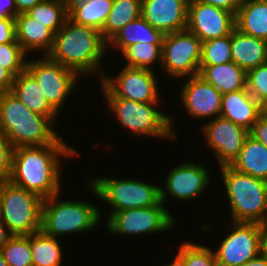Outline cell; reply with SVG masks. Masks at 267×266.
Listing matches in <instances>:
<instances>
[{"mask_svg":"<svg viewBox=\"0 0 267 266\" xmlns=\"http://www.w3.org/2000/svg\"><path fill=\"white\" fill-rule=\"evenodd\" d=\"M68 145L60 136L53 144L14 148L8 181L43 199L58 194L63 186L60 182L63 172L61 160L63 157L72 159L79 154Z\"/></svg>","mask_w":267,"mask_h":266,"instance_id":"1","label":"cell"},{"mask_svg":"<svg viewBox=\"0 0 267 266\" xmlns=\"http://www.w3.org/2000/svg\"><path fill=\"white\" fill-rule=\"evenodd\" d=\"M107 49V42L100 31L74 23L68 18L55 34L52 48L46 56L74 70L80 77L96 72L99 75L96 77L101 81L105 71L100 66Z\"/></svg>","mask_w":267,"mask_h":266,"instance_id":"2","label":"cell"},{"mask_svg":"<svg viewBox=\"0 0 267 266\" xmlns=\"http://www.w3.org/2000/svg\"><path fill=\"white\" fill-rule=\"evenodd\" d=\"M48 117L28 109L10 91L0 93V131L14 148L53 144L61 135Z\"/></svg>","mask_w":267,"mask_h":266,"instance_id":"3","label":"cell"},{"mask_svg":"<svg viewBox=\"0 0 267 266\" xmlns=\"http://www.w3.org/2000/svg\"><path fill=\"white\" fill-rule=\"evenodd\" d=\"M231 210L230 221L255 222L267 220L266 181L238 172L230 165L219 166Z\"/></svg>","mask_w":267,"mask_h":266,"instance_id":"4","label":"cell"},{"mask_svg":"<svg viewBox=\"0 0 267 266\" xmlns=\"http://www.w3.org/2000/svg\"><path fill=\"white\" fill-rule=\"evenodd\" d=\"M60 193L43 201L41 231L44 234L59 238L95 230L100 225L103 216L97 205L88 200H60Z\"/></svg>","mask_w":267,"mask_h":266,"instance_id":"5","label":"cell"},{"mask_svg":"<svg viewBox=\"0 0 267 266\" xmlns=\"http://www.w3.org/2000/svg\"><path fill=\"white\" fill-rule=\"evenodd\" d=\"M105 98L108 108L117 120L120 127L126 128L131 136H143L152 138H164L176 141L178 134L173 130L172 116L158 110L161 102L139 103L120 97ZM175 132V133H174Z\"/></svg>","mask_w":267,"mask_h":266,"instance_id":"6","label":"cell"},{"mask_svg":"<svg viewBox=\"0 0 267 266\" xmlns=\"http://www.w3.org/2000/svg\"><path fill=\"white\" fill-rule=\"evenodd\" d=\"M86 186L95 197L111 208L106 219L115 211L164 205L160 199V186L137 178L92 177Z\"/></svg>","mask_w":267,"mask_h":266,"instance_id":"7","label":"cell"},{"mask_svg":"<svg viewBox=\"0 0 267 266\" xmlns=\"http://www.w3.org/2000/svg\"><path fill=\"white\" fill-rule=\"evenodd\" d=\"M43 201L40 195L7 181L0 198V219L12 235L41 231Z\"/></svg>","mask_w":267,"mask_h":266,"instance_id":"8","label":"cell"},{"mask_svg":"<svg viewBox=\"0 0 267 266\" xmlns=\"http://www.w3.org/2000/svg\"><path fill=\"white\" fill-rule=\"evenodd\" d=\"M164 206L115 211L106 219V229L115 236H145L172 231L176 219Z\"/></svg>","mask_w":267,"mask_h":266,"instance_id":"9","label":"cell"},{"mask_svg":"<svg viewBox=\"0 0 267 266\" xmlns=\"http://www.w3.org/2000/svg\"><path fill=\"white\" fill-rule=\"evenodd\" d=\"M202 41L190 31L164 34L161 67L173 79L199 74Z\"/></svg>","mask_w":267,"mask_h":266,"instance_id":"10","label":"cell"},{"mask_svg":"<svg viewBox=\"0 0 267 266\" xmlns=\"http://www.w3.org/2000/svg\"><path fill=\"white\" fill-rule=\"evenodd\" d=\"M115 77L104 74L100 86L104 97H120L139 103L160 102L157 74L149 69L124 66Z\"/></svg>","mask_w":267,"mask_h":266,"instance_id":"11","label":"cell"},{"mask_svg":"<svg viewBox=\"0 0 267 266\" xmlns=\"http://www.w3.org/2000/svg\"><path fill=\"white\" fill-rule=\"evenodd\" d=\"M27 59L26 70L37 81L48 103L59 113L67 97L73 94L80 77L74 70L42 56Z\"/></svg>","mask_w":267,"mask_h":266,"instance_id":"12","label":"cell"},{"mask_svg":"<svg viewBox=\"0 0 267 266\" xmlns=\"http://www.w3.org/2000/svg\"><path fill=\"white\" fill-rule=\"evenodd\" d=\"M230 227L213 250L216 266H241L259 254L260 223L230 221Z\"/></svg>","mask_w":267,"mask_h":266,"instance_id":"13","label":"cell"},{"mask_svg":"<svg viewBox=\"0 0 267 266\" xmlns=\"http://www.w3.org/2000/svg\"><path fill=\"white\" fill-rule=\"evenodd\" d=\"M203 165L187 160L176 167L173 166L165 176L164 186L160 185L161 202L165 205L167 197L184 202L192 201L202 195L211 183L210 171Z\"/></svg>","mask_w":267,"mask_h":266,"instance_id":"14","label":"cell"},{"mask_svg":"<svg viewBox=\"0 0 267 266\" xmlns=\"http://www.w3.org/2000/svg\"><path fill=\"white\" fill-rule=\"evenodd\" d=\"M208 121L201 128L207 146L212 150L218 167L230 165L239 155L249 131L223 117Z\"/></svg>","mask_w":267,"mask_h":266,"instance_id":"15","label":"cell"},{"mask_svg":"<svg viewBox=\"0 0 267 266\" xmlns=\"http://www.w3.org/2000/svg\"><path fill=\"white\" fill-rule=\"evenodd\" d=\"M234 28L232 12L197 0L188 1L187 30L202 42L230 35Z\"/></svg>","mask_w":267,"mask_h":266,"instance_id":"16","label":"cell"},{"mask_svg":"<svg viewBox=\"0 0 267 266\" xmlns=\"http://www.w3.org/2000/svg\"><path fill=\"white\" fill-rule=\"evenodd\" d=\"M180 98L187 115L193 119L220 117L222 94L199 74L185 77Z\"/></svg>","mask_w":267,"mask_h":266,"instance_id":"17","label":"cell"},{"mask_svg":"<svg viewBox=\"0 0 267 266\" xmlns=\"http://www.w3.org/2000/svg\"><path fill=\"white\" fill-rule=\"evenodd\" d=\"M189 0H142V17L163 34L187 29Z\"/></svg>","mask_w":267,"mask_h":266,"instance_id":"18","label":"cell"},{"mask_svg":"<svg viewBox=\"0 0 267 266\" xmlns=\"http://www.w3.org/2000/svg\"><path fill=\"white\" fill-rule=\"evenodd\" d=\"M262 115V105L247 88L222 94L220 117L250 131Z\"/></svg>","mask_w":267,"mask_h":266,"instance_id":"19","label":"cell"},{"mask_svg":"<svg viewBox=\"0 0 267 266\" xmlns=\"http://www.w3.org/2000/svg\"><path fill=\"white\" fill-rule=\"evenodd\" d=\"M16 41L23 51L29 56V52H39L46 56L53 45L55 33L30 17L27 13H20L15 17ZM41 51V52H40Z\"/></svg>","mask_w":267,"mask_h":266,"instance_id":"20","label":"cell"},{"mask_svg":"<svg viewBox=\"0 0 267 266\" xmlns=\"http://www.w3.org/2000/svg\"><path fill=\"white\" fill-rule=\"evenodd\" d=\"M231 54L232 61L248 72L267 63V41L234 28L231 32Z\"/></svg>","mask_w":267,"mask_h":266,"instance_id":"21","label":"cell"},{"mask_svg":"<svg viewBox=\"0 0 267 266\" xmlns=\"http://www.w3.org/2000/svg\"><path fill=\"white\" fill-rule=\"evenodd\" d=\"M10 92L15 95L31 111L48 117L53 123H56L58 112L48 103L41 87L34 77L25 69L16 77Z\"/></svg>","mask_w":267,"mask_h":266,"instance_id":"22","label":"cell"},{"mask_svg":"<svg viewBox=\"0 0 267 266\" xmlns=\"http://www.w3.org/2000/svg\"><path fill=\"white\" fill-rule=\"evenodd\" d=\"M235 28L267 41V0H242L235 14Z\"/></svg>","mask_w":267,"mask_h":266,"instance_id":"23","label":"cell"},{"mask_svg":"<svg viewBox=\"0 0 267 266\" xmlns=\"http://www.w3.org/2000/svg\"><path fill=\"white\" fill-rule=\"evenodd\" d=\"M199 75L221 94L247 88V72L233 61L218 65H200Z\"/></svg>","mask_w":267,"mask_h":266,"instance_id":"24","label":"cell"},{"mask_svg":"<svg viewBox=\"0 0 267 266\" xmlns=\"http://www.w3.org/2000/svg\"><path fill=\"white\" fill-rule=\"evenodd\" d=\"M164 34L154 29L142 16L129 22L121 28L108 42L107 48L112 47L123 52L127 47L140 43L162 44Z\"/></svg>","mask_w":267,"mask_h":266,"instance_id":"25","label":"cell"},{"mask_svg":"<svg viewBox=\"0 0 267 266\" xmlns=\"http://www.w3.org/2000/svg\"><path fill=\"white\" fill-rule=\"evenodd\" d=\"M230 166L238 172L266 181L267 147L249 135Z\"/></svg>","mask_w":267,"mask_h":266,"instance_id":"26","label":"cell"},{"mask_svg":"<svg viewBox=\"0 0 267 266\" xmlns=\"http://www.w3.org/2000/svg\"><path fill=\"white\" fill-rule=\"evenodd\" d=\"M142 16V0H113L101 34L108 42L126 24Z\"/></svg>","mask_w":267,"mask_h":266,"instance_id":"27","label":"cell"},{"mask_svg":"<svg viewBox=\"0 0 267 266\" xmlns=\"http://www.w3.org/2000/svg\"><path fill=\"white\" fill-rule=\"evenodd\" d=\"M33 266L63 265V250L59 238L51 237L42 231L29 235Z\"/></svg>","mask_w":267,"mask_h":266,"instance_id":"28","label":"cell"},{"mask_svg":"<svg viewBox=\"0 0 267 266\" xmlns=\"http://www.w3.org/2000/svg\"><path fill=\"white\" fill-rule=\"evenodd\" d=\"M112 4L113 0L84 1L68 13V18L74 23L92 27L101 32Z\"/></svg>","mask_w":267,"mask_h":266,"instance_id":"29","label":"cell"},{"mask_svg":"<svg viewBox=\"0 0 267 266\" xmlns=\"http://www.w3.org/2000/svg\"><path fill=\"white\" fill-rule=\"evenodd\" d=\"M125 58V66L153 70L151 66L159 63L162 66V44H150L137 42L127 47L122 52Z\"/></svg>","mask_w":267,"mask_h":266,"instance_id":"30","label":"cell"},{"mask_svg":"<svg viewBox=\"0 0 267 266\" xmlns=\"http://www.w3.org/2000/svg\"><path fill=\"white\" fill-rule=\"evenodd\" d=\"M27 14L51 29L55 34L68 19L66 2L60 0H43L30 9Z\"/></svg>","mask_w":267,"mask_h":266,"instance_id":"31","label":"cell"},{"mask_svg":"<svg viewBox=\"0 0 267 266\" xmlns=\"http://www.w3.org/2000/svg\"><path fill=\"white\" fill-rule=\"evenodd\" d=\"M0 249L8 266H33L29 235H13Z\"/></svg>","mask_w":267,"mask_h":266,"instance_id":"32","label":"cell"},{"mask_svg":"<svg viewBox=\"0 0 267 266\" xmlns=\"http://www.w3.org/2000/svg\"><path fill=\"white\" fill-rule=\"evenodd\" d=\"M178 251L175 256L183 266H216L214 251L209 246L187 240L179 245Z\"/></svg>","mask_w":267,"mask_h":266,"instance_id":"33","label":"cell"},{"mask_svg":"<svg viewBox=\"0 0 267 266\" xmlns=\"http://www.w3.org/2000/svg\"><path fill=\"white\" fill-rule=\"evenodd\" d=\"M231 61V34L202 42L200 65H218Z\"/></svg>","mask_w":267,"mask_h":266,"instance_id":"34","label":"cell"},{"mask_svg":"<svg viewBox=\"0 0 267 266\" xmlns=\"http://www.w3.org/2000/svg\"><path fill=\"white\" fill-rule=\"evenodd\" d=\"M27 57L18 42L0 43V65L14 77L26 69Z\"/></svg>","mask_w":267,"mask_h":266,"instance_id":"35","label":"cell"},{"mask_svg":"<svg viewBox=\"0 0 267 266\" xmlns=\"http://www.w3.org/2000/svg\"><path fill=\"white\" fill-rule=\"evenodd\" d=\"M247 90L262 105L267 99V63L247 72Z\"/></svg>","mask_w":267,"mask_h":266,"instance_id":"36","label":"cell"},{"mask_svg":"<svg viewBox=\"0 0 267 266\" xmlns=\"http://www.w3.org/2000/svg\"><path fill=\"white\" fill-rule=\"evenodd\" d=\"M14 147L9 139L0 131V176L9 179L12 169Z\"/></svg>","mask_w":267,"mask_h":266,"instance_id":"37","label":"cell"},{"mask_svg":"<svg viewBox=\"0 0 267 266\" xmlns=\"http://www.w3.org/2000/svg\"><path fill=\"white\" fill-rule=\"evenodd\" d=\"M16 41L15 18L0 19V43Z\"/></svg>","mask_w":267,"mask_h":266,"instance_id":"38","label":"cell"},{"mask_svg":"<svg viewBox=\"0 0 267 266\" xmlns=\"http://www.w3.org/2000/svg\"><path fill=\"white\" fill-rule=\"evenodd\" d=\"M249 135L267 147V115L262 114L253 124Z\"/></svg>","mask_w":267,"mask_h":266,"instance_id":"39","label":"cell"},{"mask_svg":"<svg viewBox=\"0 0 267 266\" xmlns=\"http://www.w3.org/2000/svg\"><path fill=\"white\" fill-rule=\"evenodd\" d=\"M197 1L225 9L229 12H232L234 15L236 14L242 2V0H197Z\"/></svg>","mask_w":267,"mask_h":266,"instance_id":"40","label":"cell"},{"mask_svg":"<svg viewBox=\"0 0 267 266\" xmlns=\"http://www.w3.org/2000/svg\"><path fill=\"white\" fill-rule=\"evenodd\" d=\"M17 15L14 0H0V19L15 18Z\"/></svg>","mask_w":267,"mask_h":266,"instance_id":"41","label":"cell"},{"mask_svg":"<svg viewBox=\"0 0 267 266\" xmlns=\"http://www.w3.org/2000/svg\"><path fill=\"white\" fill-rule=\"evenodd\" d=\"M14 76L3 66L0 65V93L11 90Z\"/></svg>","mask_w":267,"mask_h":266,"instance_id":"42","label":"cell"},{"mask_svg":"<svg viewBox=\"0 0 267 266\" xmlns=\"http://www.w3.org/2000/svg\"><path fill=\"white\" fill-rule=\"evenodd\" d=\"M259 254L267 259V226L264 223L260 224Z\"/></svg>","mask_w":267,"mask_h":266,"instance_id":"43","label":"cell"},{"mask_svg":"<svg viewBox=\"0 0 267 266\" xmlns=\"http://www.w3.org/2000/svg\"><path fill=\"white\" fill-rule=\"evenodd\" d=\"M16 5V10L18 14L27 13L35 5L41 3L43 0H14Z\"/></svg>","mask_w":267,"mask_h":266,"instance_id":"44","label":"cell"},{"mask_svg":"<svg viewBox=\"0 0 267 266\" xmlns=\"http://www.w3.org/2000/svg\"><path fill=\"white\" fill-rule=\"evenodd\" d=\"M13 235L9 232L8 228L0 219V248L12 237Z\"/></svg>","mask_w":267,"mask_h":266,"instance_id":"45","label":"cell"},{"mask_svg":"<svg viewBox=\"0 0 267 266\" xmlns=\"http://www.w3.org/2000/svg\"><path fill=\"white\" fill-rule=\"evenodd\" d=\"M241 266H267V259L264 256L258 254L253 259H250Z\"/></svg>","mask_w":267,"mask_h":266,"instance_id":"46","label":"cell"},{"mask_svg":"<svg viewBox=\"0 0 267 266\" xmlns=\"http://www.w3.org/2000/svg\"><path fill=\"white\" fill-rule=\"evenodd\" d=\"M84 1H88V0H66L67 13H69L73 8L81 5Z\"/></svg>","mask_w":267,"mask_h":266,"instance_id":"47","label":"cell"},{"mask_svg":"<svg viewBox=\"0 0 267 266\" xmlns=\"http://www.w3.org/2000/svg\"><path fill=\"white\" fill-rule=\"evenodd\" d=\"M165 266H183V264L176 256H174V260L168 264H165Z\"/></svg>","mask_w":267,"mask_h":266,"instance_id":"48","label":"cell"},{"mask_svg":"<svg viewBox=\"0 0 267 266\" xmlns=\"http://www.w3.org/2000/svg\"><path fill=\"white\" fill-rule=\"evenodd\" d=\"M7 181L8 179H5L3 176H0V198H1L2 189Z\"/></svg>","mask_w":267,"mask_h":266,"instance_id":"49","label":"cell"},{"mask_svg":"<svg viewBox=\"0 0 267 266\" xmlns=\"http://www.w3.org/2000/svg\"><path fill=\"white\" fill-rule=\"evenodd\" d=\"M0 266H8L7 262L5 261L2 251L0 249Z\"/></svg>","mask_w":267,"mask_h":266,"instance_id":"50","label":"cell"},{"mask_svg":"<svg viewBox=\"0 0 267 266\" xmlns=\"http://www.w3.org/2000/svg\"><path fill=\"white\" fill-rule=\"evenodd\" d=\"M262 114L267 115V99L265 102L262 104Z\"/></svg>","mask_w":267,"mask_h":266,"instance_id":"51","label":"cell"}]
</instances>
